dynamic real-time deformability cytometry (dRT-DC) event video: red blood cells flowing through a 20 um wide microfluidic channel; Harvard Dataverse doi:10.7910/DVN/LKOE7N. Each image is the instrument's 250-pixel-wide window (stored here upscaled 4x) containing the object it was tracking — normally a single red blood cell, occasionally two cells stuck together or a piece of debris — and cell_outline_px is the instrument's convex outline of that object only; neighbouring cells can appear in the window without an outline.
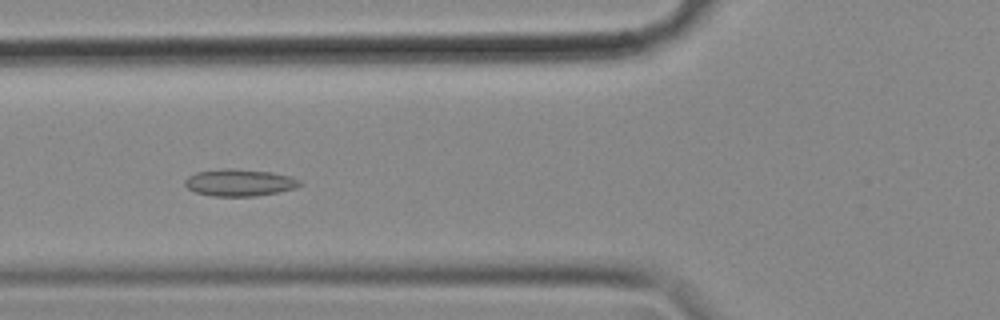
{"species": "common noctule bat (a hibernating species)", "species_latin": "Nyctalus noctula", "temperature_condition": "cold", "stored_images_in_passage": 55, "camera_frame_rate_fps": 3000, "um_per_image_px": 0.085, "animal": {"sex": "female", "body_mass_g": 18.4}, "frame": {"image": 1, "passage_image": 20, "time_ms": 6.333, "image_size_px": [1000, 320], "cell_outline_px": [[304, 184], [296, 188], [280, 192], [256, 196], [212, 196], [196, 192], [188, 188], [184, 184], [184, 180], [188, 176], [196, 172], [224, 168], [228, 168], [272, 172], [292, 176], [300, 180]], "centroid_in_image_um": [20.4, 15.52], "position_along_channel_um": 105.4, "area_um2": 18.26}}
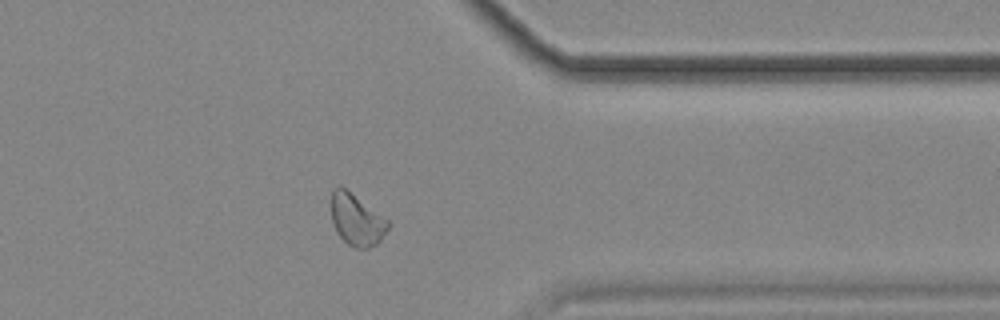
{"frame": {"image": 2, "passage_image": 44, "time_ms": 14.333, "image_size_px": [1000, 320], "cell_outline_px": [[388, 228], [380, 240], [376, 244], [368, 248], [356, 248], [348, 244], [340, 236], [332, 220], [332, 192], [340, 184], [388, 220]], "centroid_in_image_um": [30.31, 18.68], "position_along_channel_um": 381.1, "area_um2": 16.59}}
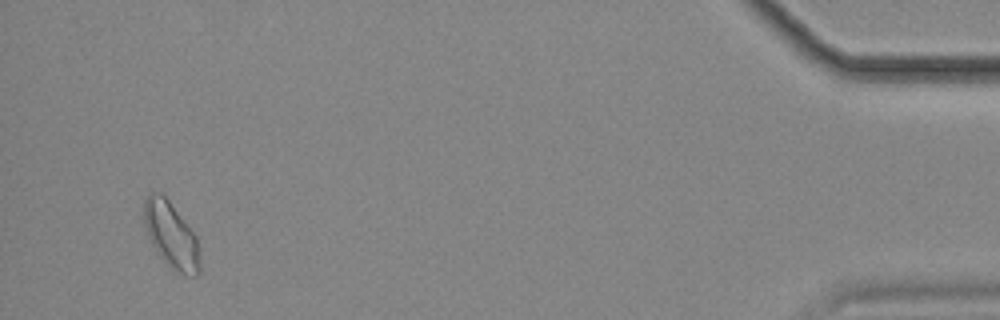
{"frame": {"image": 3, "passage_image": 53, "time_ms": 17.333, "image_size_px": [1000, 320], "cell_outline_px": [[200, 272], [192, 276], [180, 272], [172, 268], [156, 252], [148, 236], [144, 224], [144, 200], [152, 192], [160, 192], [168, 200], [196, 236], [200, 264]], "centroid_in_image_um": [14.53, 19.98], "position_along_channel_um": 420.7, "area_um2": 20.92}, "authors_computed_cell_mechanics": {"area_um2": 17.3978, "velocity_mm_per_s": 3.5601, "shape_relaxation_time_tau1_ms": null, "shape_relaxation_time_tau2_ms": 3.7103, "deformation_change_tau1": null, "deformation_change_tau2": 0.0721}}